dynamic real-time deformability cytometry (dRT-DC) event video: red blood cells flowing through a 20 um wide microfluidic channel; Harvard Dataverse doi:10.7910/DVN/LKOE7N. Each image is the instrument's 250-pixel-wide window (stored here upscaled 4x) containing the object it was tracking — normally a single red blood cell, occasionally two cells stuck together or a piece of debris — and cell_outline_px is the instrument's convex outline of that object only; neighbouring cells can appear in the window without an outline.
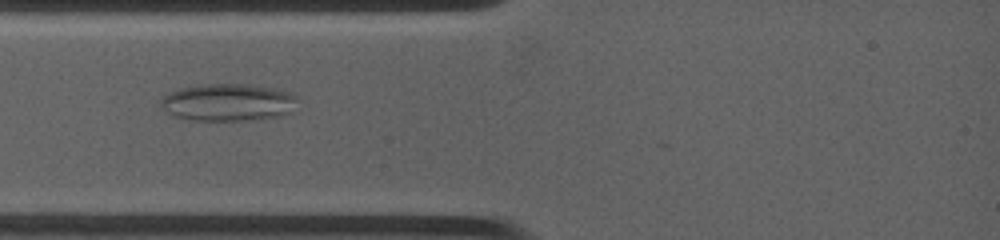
{"species": "common noctule bat (a hibernating species)", "species_latin": "Nyctalus noctula", "temperature_condition": "warm", "stored_images_in_passage": 4, "camera_frame_rate_fps": 4500, "um_per_image_px": 0.085, "animal": {"sex": "female", "body_mass_g": 19.0, "forearm_length_mm": 53.3}, "frame": {"image": 1, "passage_image": 3, "time_ms": 0.444, "image_size_px": [1000, 240], "cell_outline_px": [[296, 96], [288, 112], [280, 116], [244, 120], [192, 120], [176, 116], [168, 112], [160, 104], [160, 100], [168, 92], [180, 88], [208, 84], [248, 84], [268, 88], [284, 92]], "centroid_in_image_um": [19.28, 8.7], "position_along_channel_um": 65.7, "area_um2": 28.84}}